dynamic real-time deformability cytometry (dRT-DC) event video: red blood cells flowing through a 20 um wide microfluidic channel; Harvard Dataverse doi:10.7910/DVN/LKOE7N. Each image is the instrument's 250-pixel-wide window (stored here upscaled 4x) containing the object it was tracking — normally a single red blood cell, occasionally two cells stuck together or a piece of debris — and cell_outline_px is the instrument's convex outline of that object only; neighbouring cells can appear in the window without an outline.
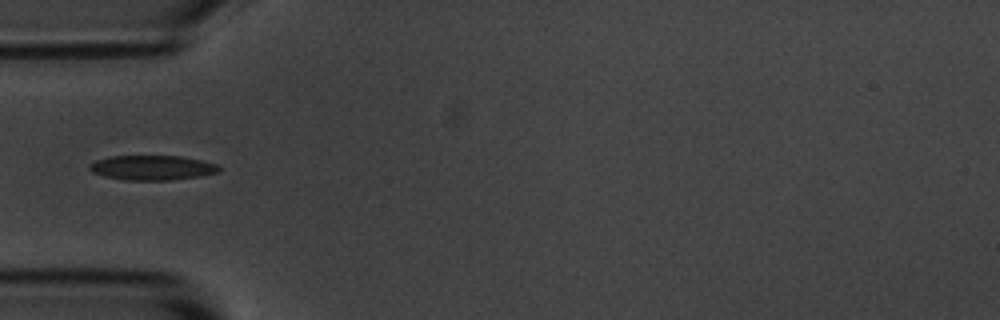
{"species": "common noctule bat (a hibernating species)", "species_latin": "Nyctalus noctula", "temperature_condition": "room temperature", "stored_images_in_passage": 39, "camera_frame_rate_fps": 3000, "um_per_image_px": 0.085, "animal": {"sex": "male", "body_mass_g": 20.1, "forearm_length_mm": 53.5}, "frame": {"image": 1, "passage_image": 1, "time_ms": 0.0, "image_size_px": [1000, 320], "cell_outline_px": [[220, 172], [200, 176], [168, 180], [124, 180], [104, 176], [92, 172], [88, 168], [88, 164], [96, 160], [108, 156], [180, 156], [200, 160], [216, 164], [220, 168]], "centroid_in_image_um": [12.9, 14.25], "position_along_channel_um": 72.1, "area_um2": 18.67}}
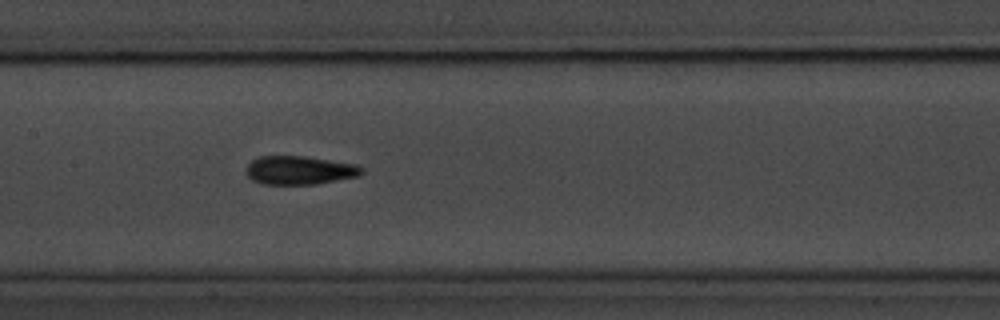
{"frame": {"image": 2, "passage_image": 10, "time_ms": 3.0, "image_size_px": [1000, 320], "cell_outline_px": [[364, 172], [360, 176], [316, 184], [260, 184], [252, 180], [244, 172], [244, 168], [252, 160], [260, 156], [304, 156], [356, 164], [364, 168]], "centroid_in_image_um": [25.45, 14.47], "position_along_channel_um": 182.0, "area_um2": 19.48}}
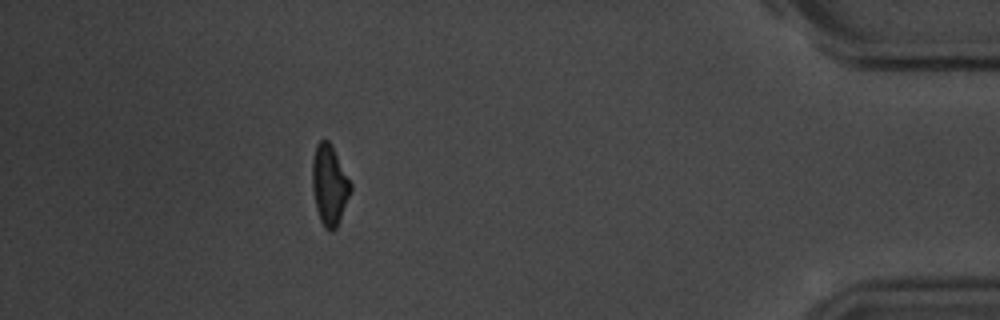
{"frame": {"image": 3, "passage_image": 33, "time_ms": 10.667, "image_size_px": [1000, 320], "cell_outline_px": [[352, 188], [336, 228], [332, 232], [328, 232], [324, 228], [320, 220], [316, 208], [312, 188], [312, 160], [316, 144], [320, 140], [328, 140], [352, 184]], "centroid_in_image_um": [27.98, 15.75], "position_along_channel_um": 407.2, "area_um2": 17.74}}